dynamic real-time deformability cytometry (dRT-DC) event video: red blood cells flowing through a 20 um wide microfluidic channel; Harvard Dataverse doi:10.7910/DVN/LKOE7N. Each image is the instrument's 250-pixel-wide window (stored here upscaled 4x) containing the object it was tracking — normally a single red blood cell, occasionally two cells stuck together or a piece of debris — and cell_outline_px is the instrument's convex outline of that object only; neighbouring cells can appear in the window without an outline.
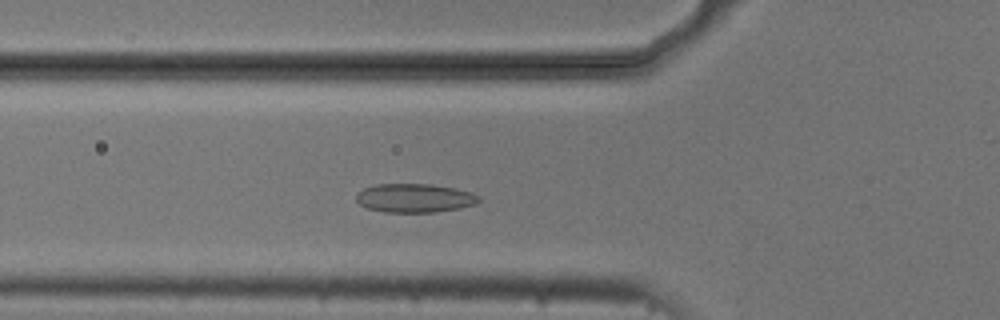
{"species": "common noctule bat (a hibernating species)", "species_latin": "Nyctalus noctula", "temperature_condition": "cold", "stored_images_in_passage": 26, "camera_frame_rate_fps": 3000, "um_per_image_px": 0.085, "animal": {"sex": "male", "body_mass_g": 20.5, "forearm_length_mm": 52.5}, "frame": {"image": 1, "passage_image": 14, "time_ms": 4.333, "image_size_px": [1000, 320], "cell_outline_px": [[480, 200], [476, 204], [460, 208], [436, 212], [384, 212], [368, 208], [360, 204], [356, 200], [356, 192], [364, 188], [376, 184], [432, 184], [456, 188], [472, 192], [480, 196]], "centroid_in_image_um": [35.26, 16.83], "position_along_channel_um": 90.5, "area_um2": 20.75}}
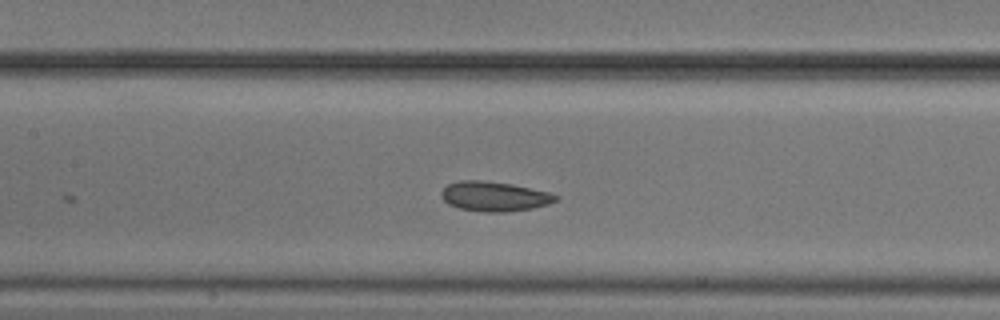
{"frame": {"image": 2, "passage_image": 20, "time_ms": 6.333, "image_size_px": [1000, 320], "cell_outline_px": [[560, 196], [556, 200], [548, 204], [532, 208], [504, 212], [484, 212], [460, 208], [448, 204], [440, 196], [440, 192], [448, 184], [460, 180], [484, 180], [512, 184], [548, 192]], "centroid_in_image_um": [41.99, 16.68], "position_along_channel_um": 165.4, "area_um2": 19.77}}
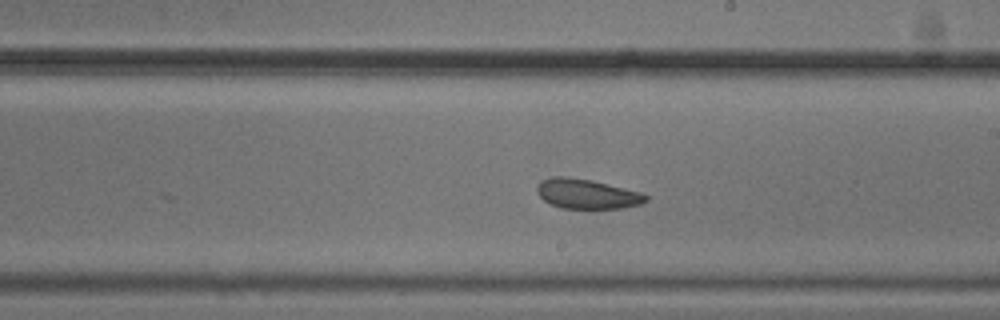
{"frame": {"image": 3, "passage_image": 26, "time_ms": 8.333, "image_size_px": [1000, 320], "cell_outline_px": [[648, 200], [640, 204], [624, 208], [560, 208], [544, 200], [536, 192], [536, 188], [540, 180], [552, 176], [568, 176], [592, 180], [640, 192], [648, 196]], "centroid_in_image_um": [49.86, 16.47], "position_along_channel_um": 239.1, "area_um2": 18.9}}